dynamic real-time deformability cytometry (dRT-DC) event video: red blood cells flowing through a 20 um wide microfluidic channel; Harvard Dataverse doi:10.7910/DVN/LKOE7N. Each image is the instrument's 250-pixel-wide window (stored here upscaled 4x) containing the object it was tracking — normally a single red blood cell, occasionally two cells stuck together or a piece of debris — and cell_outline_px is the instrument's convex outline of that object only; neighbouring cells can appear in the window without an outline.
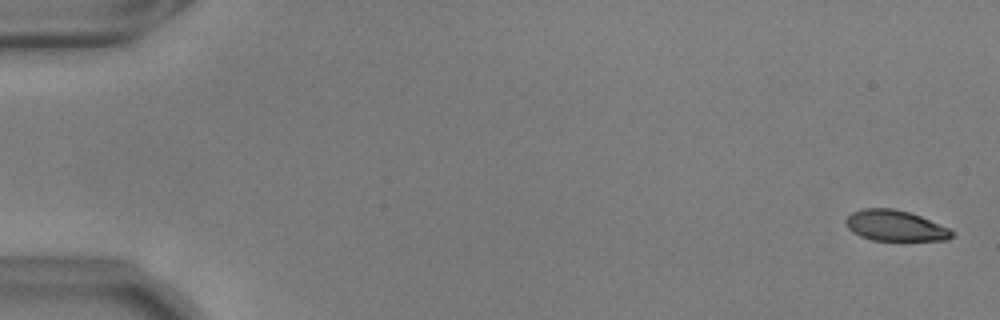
{"species": "common noctule bat (a hibernating species)", "species_latin": "Nyctalus noctula", "temperature_condition": "warm", "stored_images_in_passage": 55, "camera_frame_rate_fps": 3000, "um_per_image_px": 0.085, "animal": {"sex": "male", "body_mass_g": 17.9, "forearm_length_mm": 54.2}, "frame": {"image": 1, "passage_image": 1, "time_ms": 0.0, "image_size_px": [1000, 320], "cell_outline_px": [[956, 232], [948, 240], [872, 240], [860, 236], [852, 232], [848, 228], [844, 220], [852, 212], [864, 208], [896, 208], [920, 216], [948, 228]], "centroid_in_image_um": [76.07, 19.18], "position_along_channel_um": 8.9, "area_um2": 18.96}}
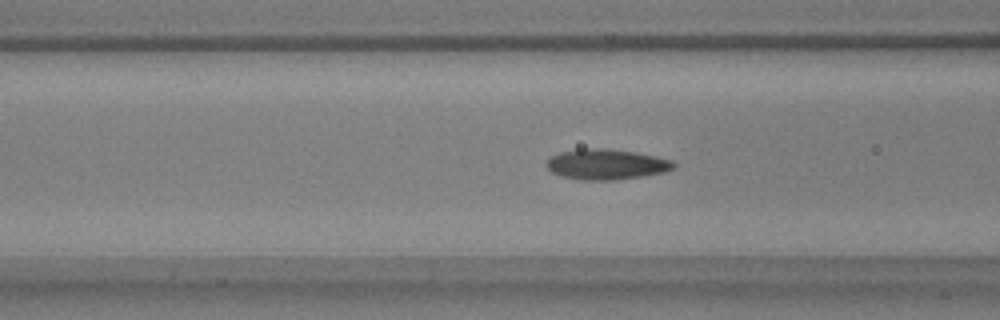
{"frame": {"image": 2, "passage_image": 22, "time_ms": 7.0, "image_size_px": [1000, 320], "cell_outline_px": [[676, 164], [672, 168], [664, 172], [644, 176], [616, 180], [584, 180], [560, 176], [552, 172], [544, 164], [552, 156], [560, 152], [584, 148], [600, 148], [636, 152], [672, 160]], "centroid_in_image_um": [51.52, 13.97], "position_along_channel_um": 115.1, "area_um2": 22.48}}
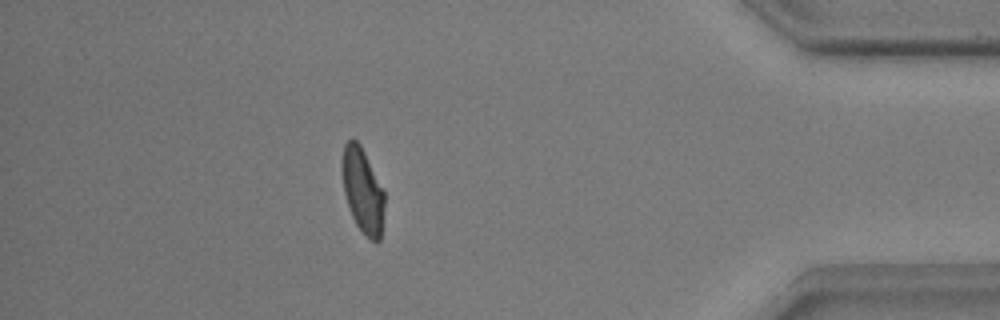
{"frame": {"image": 3, "passage_image": 49, "time_ms": 16.0, "image_size_px": [1000, 320], "cell_outline_px": [[384, 204], [380, 240], [376, 244], [356, 224], [352, 216], [344, 192], [340, 168], [340, 164], [344, 144], [352, 136], [360, 144], [384, 192]], "centroid_in_image_um": [30.79, 16.14], "position_along_channel_um": 404.4, "area_um2": 20.81}, "authors_computed_cell_mechanics": {"area_um2": 21.386, "velocity_mm_per_s": 3.6587, "shape_relaxation_time_tau1_ms": 4.3371, "shape_relaxation_time_tau2_ms": 1.0105, "deformation_change_tau1": 0.1789, "deformation_change_tau2": 0.054}}